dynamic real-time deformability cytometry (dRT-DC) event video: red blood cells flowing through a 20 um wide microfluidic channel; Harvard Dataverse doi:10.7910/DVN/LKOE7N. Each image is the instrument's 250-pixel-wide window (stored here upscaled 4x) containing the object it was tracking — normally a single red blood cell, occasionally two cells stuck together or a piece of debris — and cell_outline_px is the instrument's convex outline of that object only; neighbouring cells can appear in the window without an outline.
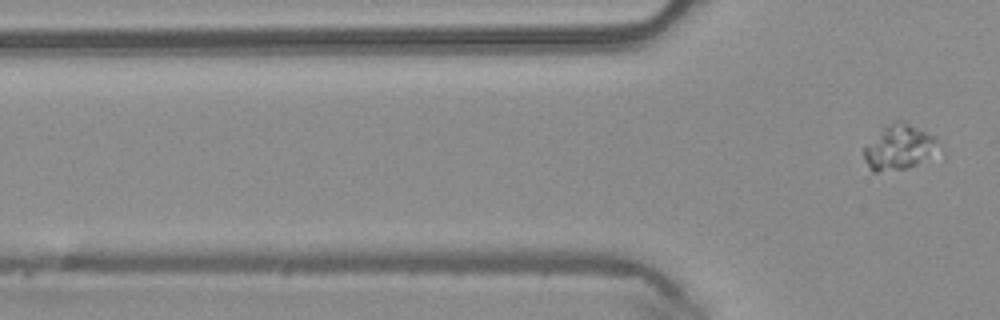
{"species": "common noctule bat (a hibernating species)", "species_latin": "Nyctalus noctula", "temperature_condition": "warm", "stored_images_in_passage": 6, "camera_frame_rate_fps": 3000, "um_per_image_px": 0.085, "animal": {"sex": "male", "body_mass_g": 20.4}, "frame": {"image": 1, "passage_image": 6, "time_ms": 1.667, "image_size_px": [1000, 320], "cell_outline_px": [[936, 140], [928, 152], [916, 164], [904, 168], [876, 172], [872, 172], [868, 168], [864, 160], [864, 148], [884, 128], [896, 120], [904, 120], [932, 136]], "centroid_in_image_um": [76.27, 12.51], "position_along_channel_um": 49.5, "area_um2": 18.03}}